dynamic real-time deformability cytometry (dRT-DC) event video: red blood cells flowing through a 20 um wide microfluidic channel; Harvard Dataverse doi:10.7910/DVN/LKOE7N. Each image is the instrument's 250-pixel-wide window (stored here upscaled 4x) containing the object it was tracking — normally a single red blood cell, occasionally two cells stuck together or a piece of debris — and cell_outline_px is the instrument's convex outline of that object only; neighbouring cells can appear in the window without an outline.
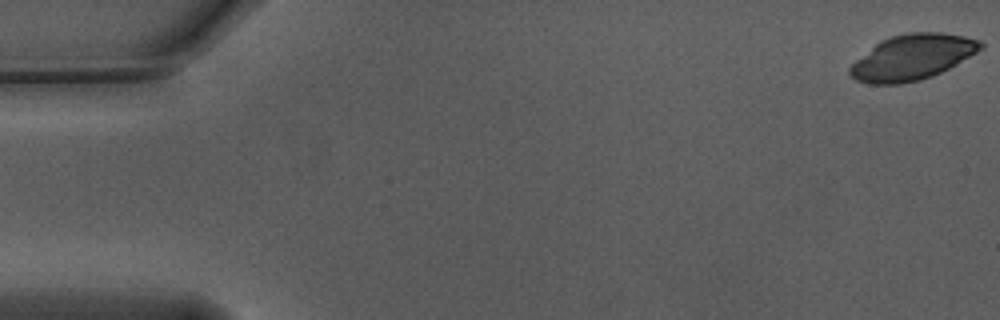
{"species": "Egyptian fruit bat (a non-hibernating species)", "species_latin": "Rousettus aegyptiacus", "temperature_condition": "warm", "stored_images_in_passage": 55, "camera_frame_rate_fps": 3000, "um_per_image_px": 0.085, "animal": {"sex": "male"}, "frame": {"image": 1, "passage_image": 1, "time_ms": 0.0, "image_size_px": [1000, 320], "cell_outline_px": [[984, 48], [956, 64], [932, 76], [920, 80], [900, 84], [872, 84], [856, 80], [848, 76], [848, 68], [856, 60], [880, 40], [892, 36], [908, 32], [940, 32], [964, 36], [980, 40], [984, 44]], "centroid_in_image_um": [77.54, 4.86], "position_along_channel_um": 7.5, "area_um2": 34.56}}